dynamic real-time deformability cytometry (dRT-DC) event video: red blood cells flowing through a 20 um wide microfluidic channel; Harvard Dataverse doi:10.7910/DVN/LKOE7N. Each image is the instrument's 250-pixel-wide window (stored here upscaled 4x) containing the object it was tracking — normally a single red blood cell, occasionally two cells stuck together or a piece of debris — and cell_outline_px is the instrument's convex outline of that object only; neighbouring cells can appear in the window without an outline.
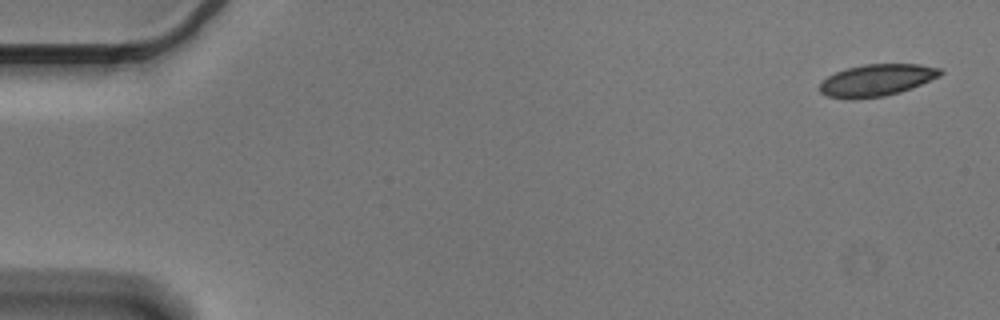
{"species": "Egyptian fruit bat (a non-hibernating species)", "species_latin": "Rousettus aegyptiacus", "temperature_condition": "cold", "stored_images_in_passage": 5, "camera_frame_rate_fps": 3000, "um_per_image_px": 0.085, "animal": {"sex": "male"}, "frame": {"image": 1, "passage_image": 1, "time_ms": 0.0, "image_size_px": [1000, 320], "cell_outline_px": [[944, 72], [940, 76], [912, 88], [900, 92], [884, 96], [852, 100], [828, 96], [820, 92], [820, 84], [828, 76], [844, 68], [864, 64], [920, 64], [940, 68]], "centroid_in_image_um": [74.53, 6.81], "position_along_channel_um": 10.5, "area_um2": 22.54}}
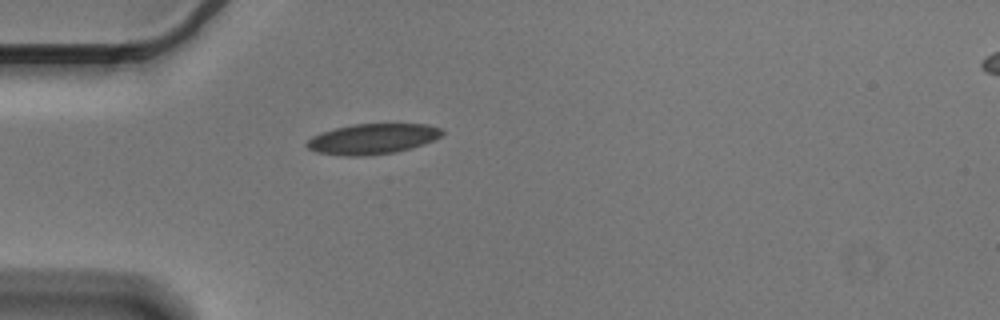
{"frame": {"image": 2, "passage_image": 5, "time_ms": 1.333, "image_size_px": [1000, 320], "cell_outline_px": [[444, 132], [440, 136], [424, 144], [412, 148], [396, 152], [364, 156], [344, 156], [316, 152], [308, 148], [304, 144], [312, 136], [320, 132], [352, 124], [428, 124], [440, 128]], "centroid_in_image_um": [31.64, 11.81], "position_along_channel_um": 53.4, "area_um2": 24.04}}